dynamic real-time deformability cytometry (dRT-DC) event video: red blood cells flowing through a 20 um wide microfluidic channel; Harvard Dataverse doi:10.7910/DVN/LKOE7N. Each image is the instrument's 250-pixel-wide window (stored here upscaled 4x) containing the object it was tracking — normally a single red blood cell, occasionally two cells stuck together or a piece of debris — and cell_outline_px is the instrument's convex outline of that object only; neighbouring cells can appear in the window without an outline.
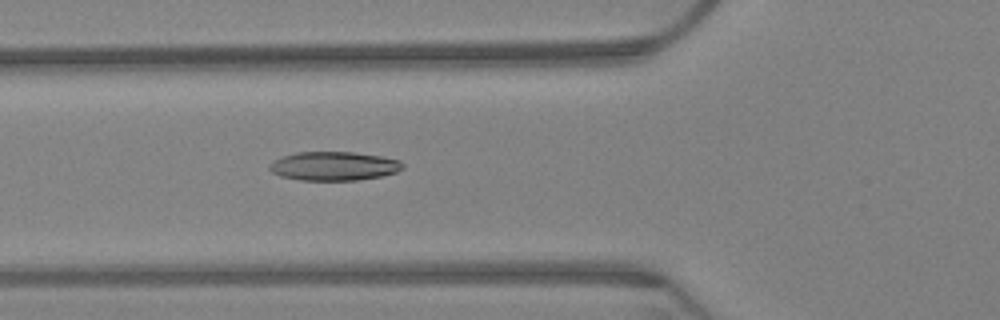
{"species": "Egyptian fruit bat (a non-hibernating species)", "species_latin": "Rousettus aegyptiacus", "temperature_condition": "warm", "stored_images_in_passage": 48, "camera_frame_rate_fps": 3000, "um_per_image_px": 0.085, "animal": {"sex": "female"}, "frame": {"image": 1, "passage_image": 7, "time_ms": 2.0, "image_size_px": [1000, 320], "cell_outline_px": [[404, 168], [396, 172], [380, 176], [356, 180], [300, 180], [280, 176], [272, 172], [268, 168], [268, 164], [284, 156], [296, 152], [352, 152], [380, 156], [400, 160], [404, 164]], "centroid_in_image_um": [28.38, 14.11], "position_along_channel_um": 97.4, "area_um2": 22.31}}
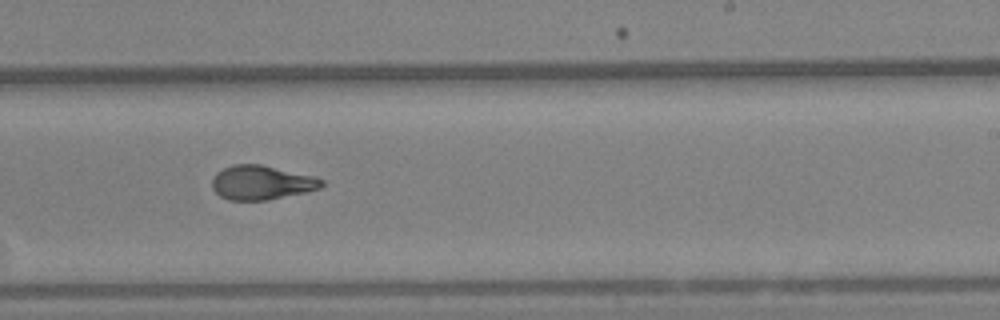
{"frame": {"image": 2, "passage_image": 23, "time_ms": 7.333, "image_size_px": [1000, 320], "cell_outline_px": [[324, 184], [320, 188], [308, 192], [268, 200], [228, 200], [220, 196], [212, 188], [212, 180], [216, 172], [232, 164], [260, 164], [316, 176], [324, 180]], "centroid_in_image_um": [22.25, 15.52], "position_along_channel_um": 266.7, "area_um2": 22.08}}
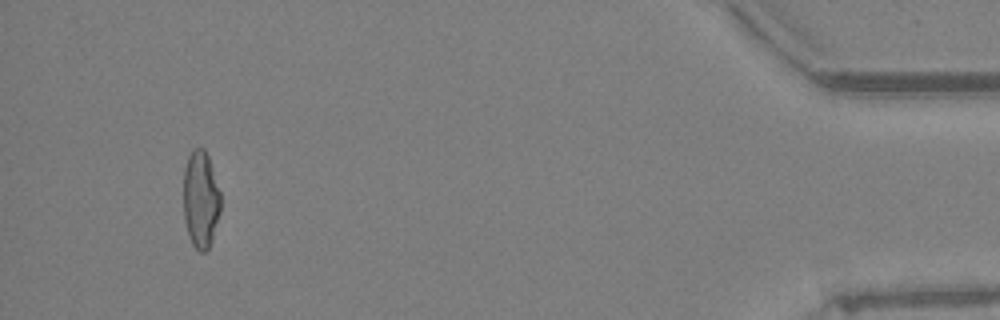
{"frame": {"image": 3, "passage_image": 44, "time_ms": 14.333, "image_size_px": [1000, 320], "cell_outline_px": [[220, 212], [212, 240], [208, 248], [204, 252], [200, 252], [192, 244], [188, 236], [184, 220], [184, 168], [188, 156], [192, 148], [204, 148], [208, 156], [220, 192]], "centroid_in_image_um": [17.05, 16.95], "position_along_channel_um": 418.2, "area_um2": 21.1}, "authors_computed_cell_mechanics": {"area_um2": 22.0507, "velocity_mm_per_s": 3.186, "shape_relaxation_time_tau1_ms": 8.172, "shape_relaxation_time_tau2_ms": 2.2088, "deformation_change_tau1": 0.2088, "deformation_change_tau2": 0.0939}}